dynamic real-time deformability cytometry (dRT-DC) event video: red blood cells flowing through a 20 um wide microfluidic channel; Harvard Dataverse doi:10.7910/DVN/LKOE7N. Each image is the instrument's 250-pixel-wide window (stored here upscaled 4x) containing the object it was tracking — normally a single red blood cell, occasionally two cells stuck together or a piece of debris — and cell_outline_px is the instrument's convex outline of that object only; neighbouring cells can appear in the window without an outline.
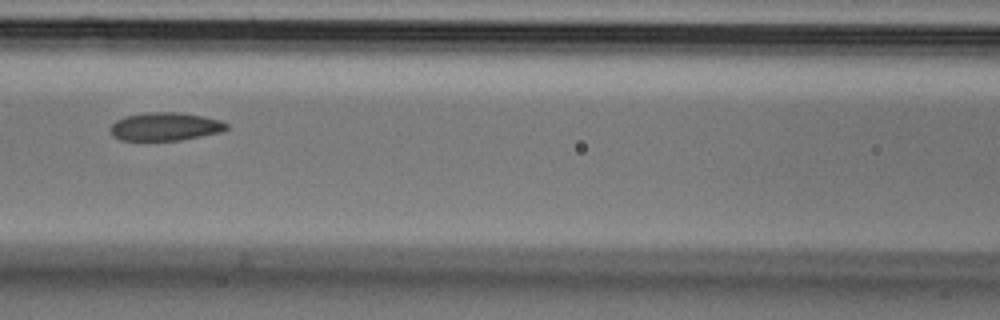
{"species": "Egyptian fruit bat (a non-hibernating species)", "species_latin": "Rousettus aegyptiacus", "temperature_condition": "cold", "stored_images_in_passage": 4, "segment_of_instrument_passage": [1, 2], "camera_frame_rate_fps": 3000, "um_per_image_px": 0.085, "animal": {"sex": "male"}, "frame": {"image": 1, "passage_image": 3, "time_ms": 0.667, "image_size_px": [1000, 320], "cell_outline_px": [[228, 128], [220, 132], [180, 140], [120, 140], [112, 136], [108, 128], [116, 120], [124, 116], [152, 112], [180, 112], [204, 116], [220, 120], [228, 124]], "centroid_in_image_um": [14.01, 10.75], "position_along_channel_um": 152.6, "area_um2": 19.13}}